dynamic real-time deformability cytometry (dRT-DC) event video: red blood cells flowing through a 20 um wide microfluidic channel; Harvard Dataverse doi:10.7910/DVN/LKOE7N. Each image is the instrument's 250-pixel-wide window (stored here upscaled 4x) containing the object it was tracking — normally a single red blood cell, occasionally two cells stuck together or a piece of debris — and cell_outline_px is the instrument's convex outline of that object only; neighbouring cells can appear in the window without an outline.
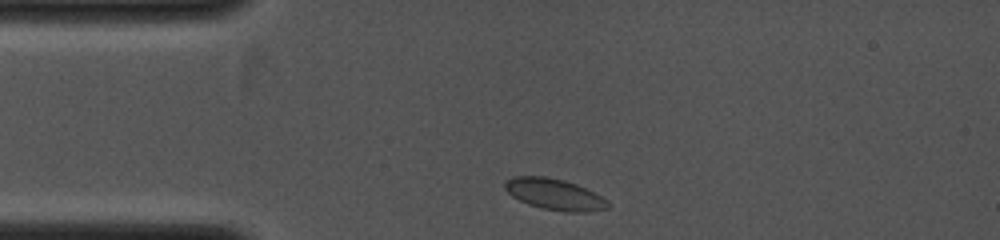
{"species": "common noctule bat (a hibernating species)", "species_latin": "Nyctalus noctula", "temperature_condition": "cold", "stored_images_in_passage": 9, "camera_frame_rate_fps": 4000, "um_per_image_px": 0.085, "animal": {"sex": "female", "body_mass_g": 19.0, "forearm_length_mm": 53.3}, "frame": {"image": 1, "passage_image": 1, "time_ms": 0.0, "image_size_px": [1000, 240], "cell_outline_px": [[612, 204], [608, 208], [584, 212], [564, 212], [540, 208], [528, 204], [512, 196], [504, 188], [504, 184], [512, 176], [544, 176], [564, 180], [576, 184], [608, 200]], "centroid_in_image_um": [47.14, 16.52], "position_along_channel_um": 37.9, "area_um2": 18.67}}
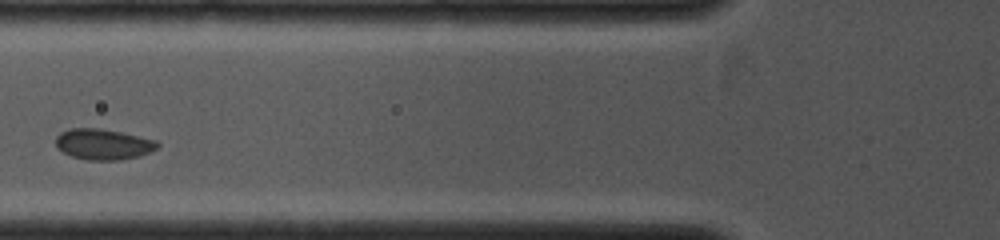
{"frame": {"image": 2, "passage_image": 6, "time_ms": 2.0, "image_size_px": [1000, 240], "cell_outline_px": [[160, 144], [156, 148], [148, 152], [136, 156], [120, 160], [88, 160], [72, 156], [56, 148], [56, 136], [60, 132], [68, 128], [100, 128], [120, 132], [156, 140]], "centroid_in_image_um": [8.73, 12.25], "position_along_channel_um": 117.1, "area_um2": 18.09}}
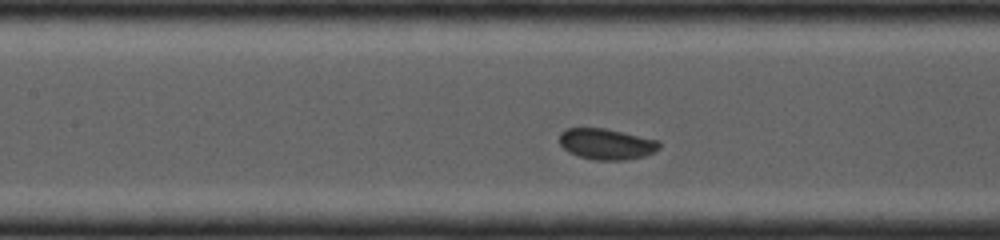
{"frame": {"image": 3, "passage_image": 8, "time_ms": 2.75, "image_size_px": [1000, 240], "cell_outline_px": [[660, 148], [644, 156], [624, 160], [596, 160], [580, 156], [568, 152], [560, 144], [560, 132], [568, 128], [604, 128], [660, 140]], "centroid_in_image_um": [51.56, 12.23], "position_along_channel_um": 155.8, "area_um2": 17.92}}